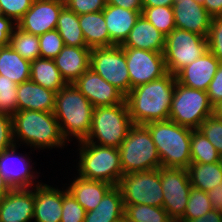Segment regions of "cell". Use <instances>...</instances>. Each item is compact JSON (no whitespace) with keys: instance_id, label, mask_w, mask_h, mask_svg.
<instances>
[{"instance_id":"6da1fadb","label":"cell","mask_w":222,"mask_h":222,"mask_svg":"<svg viewBox=\"0 0 222 222\" xmlns=\"http://www.w3.org/2000/svg\"><path fill=\"white\" fill-rule=\"evenodd\" d=\"M176 81L175 75L167 72L154 81L131 89L125 101L133 124L169 120Z\"/></svg>"},{"instance_id":"7a4b0ae2","label":"cell","mask_w":222,"mask_h":222,"mask_svg":"<svg viewBox=\"0 0 222 222\" xmlns=\"http://www.w3.org/2000/svg\"><path fill=\"white\" fill-rule=\"evenodd\" d=\"M94 107L73 83L66 84L55 95L54 115L65 140L70 136L85 140L91 130ZM69 139V140H68Z\"/></svg>"},{"instance_id":"3957f363","label":"cell","mask_w":222,"mask_h":222,"mask_svg":"<svg viewBox=\"0 0 222 222\" xmlns=\"http://www.w3.org/2000/svg\"><path fill=\"white\" fill-rule=\"evenodd\" d=\"M150 132L161 160V167L183 168L191 164V128L171 120L152 121L144 125Z\"/></svg>"},{"instance_id":"277c9868","label":"cell","mask_w":222,"mask_h":222,"mask_svg":"<svg viewBox=\"0 0 222 222\" xmlns=\"http://www.w3.org/2000/svg\"><path fill=\"white\" fill-rule=\"evenodd\" d=\"M13 139L35 148L64 147L66 140L53 112L35 110L17 111L12 116Z\"/></svg>"},{"instance_id":"5b68a950","label":"cell","mask_w":222,"mask_h":222,"mask_svg":"<svg viewBox=\"0 0 222 222\" xmlns=\"http://www.w3.org/2000/svg\"><path fill=\"white\" fill-rule=\"evenodd\" d=\"M79 143V176L117 186L123 176L118 148L100 146L86 140Z\"/></svg>"},{"instance_id":"8992f818","label":"cell","mask_w":222,"mask_h":222,"mask_svg":"<svg viewBox=\"0 0 222 222\" xmlns=\"http://www.w3.org/2000/svg\"><path fill=\"white\" fill-rule=\"evenodd\" d=\"M133 125L126 101L118 105L95 107L91 130L85 140L100 146L119 148Z\"/></svg>"},{"instance_id":"52a82bcc","label":"cell","mask_w":222,"mask_h":222,"mask_svg":"<svg viewBox=\"0 0 222 222\" xmlns=\"http://www.w3.org/2000/svg\"><path fill=\"white\" fill-rule=\"evenodd\" d=\"M118 150L123 175L161 167L156 145L144 125L134 124Z\"/></svg>"},{"instance_id":"ba28073f","label":"cell","mask_w":222,"mask_h":222,"mask_svg":"<svg viewBox=\"0 0 222 222\" xmlns=\"http://www.w3.org/2000/svg\"><path fill=\"white\" fill-rule=\"evenodd\" d=\"M211 115L213 105L206 91L189 88L176 81L169 120L195 130Z\"/></svg>"},{"instance_id":"9c48e42d","label":"cell","mask_w":222,"mask_h":222,"mask_svg":"<svg viewBox=\"0 0 222 222\" xmlns=\"http://www.w3.org/2000/svg\"><path fill=\"white\" fill-rule=\"evenodd\" d=\"M208 51L207 38L180 28L165 36L164 60L167 72L176 75Z\"/></svg>"},{"instance_id":"30bf717a","label":"cell","mask_w":222,"mask_h":222,"mask_svg":"<svg viewBox=\"0 0 222 222\" xmlns=\"http://www.w3.org/2000/svg\"><path fill=\"white\" fill-rule=\"evenodd\" d=\"M117 186L122 193L124 205L145 204L163 207L160 168L125 174Z\"/></svg>"},{"instance_id":"8fae6325","label":"cell","mask_w":222,"mask_h":222,"mask_svg":"<svg viewBox=\"0 0 222 222\" xmlns=\"http://www.w3.org/2000/svg\"><path fill=\"white\" fill-rule=\"evenodd\" d=\"M90 67L124 96L131 91L126 57L121 46L91 49Z\"/></svg>"},{"instance_id":"7c38bea8","label":"cell","mask_w":222,"mask_h":222,"mask_svg":"<svg viewBox=\"0 0 222 222\" xmlns=\"http://www.w3.org/2000/svg\"><path fill=\"white\" fill-rule=\"evenodd\" d=\"M163 191V208L173 222L184 215L192 185L187 169L160 167Z\"/></svg>"},{"instance_id":"4fadbf2b","label":"cell","mask_w":222,"mask_h":222,"mask_svg":"<svg viewBox=\"0 0 222 222\" xmlns=\"http://www.w3.org/2000/svg\"><path fill=\"white\" fill-rule=\"evenodd\" d=\"M131 89L165 75L167 69L163 53L136 48H123Z\"/></svg>"},{"instance_id":"5bb4252c","label":"cell","mask_w":222,"mask_h":222,"mask_svg":"<svg viewBox=\"0 0 222 222\" xmlns=\"http://www.w3.org/2000/svg\"><path fill=\"white\" fill-rule=\"evenodd\" d=\"M64 3L55 0H33L31 8L16 23L22 31L42 35L57 27Z\"/></svg>"},{"instance_id":"9a60e30c","label":"cell","mask_w":222,"mask_h":222,"mask_svg":"<svg viewBox=\"0 0 222 222\" xmlns=\"http://www.w3.org/2000/svg\"><path fill=\"white\" fill-rule=\"evenodd\" d=\"M73 84L94 108L118 105L125 101V96L117 88L105 81L91 67Z\"/></svg>"},{"instance_id":"2e32d148","label":"cell","mask_w":222,"mask_h":222,"mask_svg":"<svg viewBox=\"0 0 222 222\" xmlns=\"http://www.w3.org/2000/svg\"><path fill=\"white\" fill-rule=\"evenodd\" d=\"M16 143L0 154V173L12 189L33 188V179L37 178L31 171L32 165L22 155L16 154ZM30 187V188H29Z\"/></svg>"},{"instance_id":"e0dca14e","label":"cell","mask_w":222,"mask_h":222,"mask_svg":"<svg viewBox=\"0 0 222 222\" xmlns=\"http://www.w3.org/2000/svg\"><path fill=\"white\" fill-rule=\"evenodd\" d=\"M176 28L207 37L212 16L195 0L175 1L172 6Z\"/></svg>"},{"instance_id":"ac0fdd59","label":"cell","mask_w":222,"mask_h":222,"mask_svg":"<svg viewBox=\"0 0 222 222\" xmlns=\"http://www.w3.org/2000/svg\"><path fill=\"white\" fill-rule=\"evenodd\" d=\"M220 63L208 50L201 57L182 68L175 75L176 80L186 87L207 91Z\"/></svg>"},{"instance_id":"d6986e66","label":"cell","mask_w":222,"mask_h":222,"mask_svg":"<svg viewBox=\"0 0 222 222\" xmlns=\"http://www.w3.org/2000/svg\"><path fill=\"white\" fill-rule=\"evenodd\" d=\"M32 189H12L0 198V222H30L33 220L34 187Z\"/></svg>"},{"instance_id":"ffe728a7","label":"cell","mask_w":222,"mask_h":222,"mask_svg":"<svg viewBox=\"0 0 222 222\" xmlns=\"http://www.w3.org/2000/svg\"><path fill=\"white\" fill-rule=\"evenodd\" d=\"M53 60L62 78L71 84L90 68L91 49L65 45Z\"/></svg>"},{"instance_id":"44dd1931","label":"cell","mask_w":222,"mask_h":222,"mask_svg":"<svg viewBox=\"0 0 222 222\" xmlns=\"http://www.w3.org/2000/svg\"><path fill=\"white\" fill-rule=\"evenodd\" d=\"M34 188L35 222H60L62 216L63 191L47 184Z\"/></svg>"},{"instance_id":"7402d4cb","label":"cell","mask_w":222,"mask_h":222,"mask_svg":"<svg viewBox=\"0 0 222 222\" xmlns=\"http://www.w3.org/2000/svg\"><path fill=\"white\" fill-rule=\"evenodd\" d=\"M111 46H121L134 27L142 11L129 10L106 4L102 10Z\"/></svg>"},{"instance_id":"603a6c76","label":"cell","mask_w":222,"mask_h":222,"mask_svg":"<svg viewBox=\"0 0 222 222\" xmlns=\"http://www.w3.org/2000/svg\"><path fill=\"white\" fill-rule=\"evenodd\" d=\"M55 95L53 90L44 88L32 80L22 82L17 86V111L54 112Z\"/></svg>"},{"instance_id":"cb8c5ba5","label":"cell","mask_w":222,"mask_h":222,"mask_svg":"<svg viewBox=\"0 0 222 222\" xmlns=\"http://www.w3.org/2000/svg\"><path fill=\"white\" fill-rule=\"evenodd\" d=\"M121 47L163 53L165 35L141 14Z\"/></svg>"},{"instance_id":"d4e9b609","label":"cell","mask_w":222,"mask_h":222,"mask_svg":"<svg viewBox=\"0 0 222 222\" xmlns=\"http://www.w3.org/2000/svg\"><path fill=\"white\" fill-rule=\"evenodd\" d=\"M110 183L88 180L78 176L67 191L77 200L86 212L94 210L103 196L112 187Z\"/></svg>"},{"instance_id":"484cf974","label":"cell","mask_w":222,"mask_h":222,"mask_svg":"<svg viewBox=\"0 0 222 222\" xmlns=\"http://www.w3.org/2000/svg\"><path fill=\"white\" fill-rule=\"evenodd\" d=\"M124 218L122 193L118 186H112L97 207L86 212L84 222H118Z\"/></svg>"},{"instance_id":"4316f807","label":"cell","mask_w":222,"mask_h":222,"mask_svg":"<svg viewBox=\"0 0 222 222\" xmlns=\"http://www.w3.org/2000/svg\"><path fill=\"white\" fill-rule=\"evenodd\" d=\"M79 25L88 48L110 47V37L103 11L79 15Z\"/></svg>"},{"instance_id":"83f0119b","label":"cell","mask_w":222,"mask_h":222,"mask_svg":"<svg viewBox=\"0 0 222 222\" xmlns=\"http://www.w3.org/2000/svg\"><path fill=\"white\" fill-rule=\"evenodd\" d=\"M31 62L25 60L10 45L0 46V75L17 85L30 80Z\"/></svg>"},{"instance_id":"f1b7e54d","label":"cell","mask_w":222,"mask_h":222,"mask_svg":"<svg viewBox=\"0 0 222 222\" xmlns=\"http://www.w3.org/2000/svg\"><path fill=\"white\" fill-rule=\"evenodd\" d=\"M30 80L56 93L67 84L54 60L41 57L31 62Z\"/></svg>"},{"instance_id":"f546056e","label":"cell","mask_w":222,"mask_h":222,"mask_svg":"<svg viewBox=\"0 0 222 222\" xmlns=\"http://www.w3.org/2000/svg\"><path fill=\"white\" fill-rule=\"evenodd\" d=\"M187 172L193 188L208 192L222 183V160L217 163H191Z\"/></svg>"},{"instance_id":"4dcf8cb0","label":"cell","mask_w":222,"mask_h":222,"mask_svg":"<svg viewBox=\"0 0 222 222\" xmlns=\"http://www.w3.org/2000/svg\"><path fill=\"white\" fill-rule=\"evenodd\" d=\"M56 30L66 46L87 47L79 25V15L69 10L66 6L60 12Z\"/></svg>"},{"instance_id":"1f68e13d","label":"cell","mask_w":222,"mask_h":222,"mask_svg":"<svg viewBox=\"0 0 222 222\" xmlns=\"http://www.w3.org/2000/svg\"><path fill=\"white\" fill-rule=\"evenodd\" d=\"M9 45L29 62L40 57L39 36L26 33L17 26L13 29Z\"/></svg>"},{"instance_id":"d6a6232c","label":"cell","mask_w":222,"mask_h":222,"mask_svg":"<svg viewBox=\"0 0 222 222\" xmlns=\"http://www.w3.org/2000/svg\"><path fill=\"white\" fill-rule=\"evenodd\" d=\"M191 163H217L222 156L208 139L197 129L191 134Z\"/></svg>"},{"instance_id":"836d02e7","label":"cell","mask_w":222,"mask_h":222,"mask_svg":"<svg viewBox=\"0 0 222 222\" xmlns=\"http://www.w3.org/2000/svg\"><path fill=\"white\" fill-rule=\"evenodd\" d=\"M127 222H173L163 207L145 204L124 205Z\"/></svg>"},{"instance_id":"e575fe53","label":"cell","mask_w":222,"mask_h":222,"mask_svg":"<svg viewBox=\"0 0 222 222\" xmlns=\"http://www.w3.org/2000/svg\"><path fill=\"white\" fill-rule=\"evenodd\" d=\"M141 14L165 36L176 28L172 6L143 7Z\"/></svg>"},{"instance_id":"d590c367","label":"cell","mask_w":222,"mask_h":222,"mask_svg":"<svg viewBox=\"0 0 222 222\" xmlns=\"http://www.w3.org/2000/svg\"><path fill=\"white\" fill-rule=\"evenodd\" d=\"M212 209L207 192L192 187L185 213L180 220H193L199 218Z\"/></svg>"},{"instance_id":"8d00e7d4","label":"cell","mask_w":222,"mask_h":222,"mask_svg":"<svg viewBox=\"0 0 222 222\" xmlns=\"http://www.w3.org/2000/svg\"><path fill=\"white\" fill-rule=\"evenodd\" d=\"M17 84L0 75V113L13 116L17 112Z\"/></svg>"},{"instance_id":"74e56055","label":"cell","mask_w":222,"mask_h":222,"mask_svg":"<svg viewBox=\"0 0 222 222\" xmlns=\"http://www.w3.org/2000/svg\"><path fill=\"white\" fill-rule=\"evenodd\" d=\"M40 57L54 59L65 46L56 29L39 35Z\"/></svg>"},{"instance_id":"f35d334b","label":"cell","mask_w":222,"mask_h":222,"mask_svg":"<svg viewBox=\"0 0 222 222\" xmlns=\"http://www.w3.org/2000/svg\"><path fill=\"white\" fill-rule=\"evenodd\" d=\"M197 130L208 139L222 156V120L214 115L208 116Z\"/></svg>"},{"instance_id":"ab89813d","label":"cell","mask_w":222,"mask_h":222,"mask_svg":"<svg viewBox=\"0 0 222 222\" xmlns=\"http://www.w3.org/2000/svg\"><path fill=\"white\" fill-rule=\"evenodd\" d=\"M86 211L77 200L63 190L62 216L60 222H84Z\"/></svg>"},{"instance_id":"60d3db41","label":"cell","mask_w":222,"mask_h":222,"mask_svg":"<svg viewBox=\"0 0 222 222\" xmlns=\"http://www.w3.org/2000/svg\"><path fill=\"white\" fill-rule=\"evenodd\" d=\"M206 38L208 50L222 62V16L212 17Z\"/></svg>"},{"instance_id":"b9f144b4","label":"cell","mask_w":222,"mask_h":222,"mask_svg":"<svg viewBox=\"0 0 222 222\" xmlns=\"http://www.w3.org/2000/svg\"><path fill=\"white\" fill-rule=\"evenodd\" d=\"M33 0H0V6L4 16L17 23L31 8Z\"/></svg>"},{"instance_id":"7bdbcfd3","label":"cell","mask_w":222,"mask_h":222,"mask_svg":"<svg viewBox=\"0 0 222 222\" xmlns=\"http://www.w3.org/2000/svg\"><path fill=\"white\" fill-rule=\"evenodd\" d=\"M65 6L77 15L102 11L106 7V0H68Z\"/></svg>"},{"instance_id":"ee69618b","label":"cell","mask_w":222,"mask_h":222,"mask_svg":"<svg viewBox=\"0 0 222 222\" xmlns=\"http://www.w3.org/2000/svg\"><path fill=\"white\" fill-rule=\"evenodd\" d=\"M14 144L12 116L0 113V154Z\"/></svg>"},{"instance_id":"f6af8a7d","label":"cell","mask_w":222,"mask_h":222,"mask_svg":"<svg viewBox=\"0 0 222 222\" xmlns=\"http://www.w3.org/2000/svg\"><path fill=\"white\" fill-rule=\"evenodd\" d=\"M209 101L212 105L222 100V62L207 89Z\"/></svg>"},{"instance_id":"bcb514c9","label":"cell","mask_w":222,"mask_h":222,"mask_svg":"<svg viewBox=\"0 0 222 222\" xmlns=\"http://www.w3.org/2000/svg\"><path fill=\"white\" fill-rule=\"evenodd\" d=\"M13 20L6 16H0V46H8L13 29L17 26Z\"/></svg>"},{"instance_id":"7dc6e473","label":"cell","mask_w":222,"mask_h":222,"mask_svg":"<svg viewBox=\"0 0 222 222\" xmlns=\"http://www.w3.org/2000/svg\"><path fill=\"white\" fill-rule=\"evenodd\" d=\"M106 4L135 11L143 10L142 0H106Z\"/></svg>"},{"instance_id":"c3c4849f","label":"cell","mask_w":222,"mask_h":222,"mask_svg":"<svg viewBox=\"0 0 222 222\" xmlns=\"http://www.w3.org/2000/svg\"><path fill=\"white\" fill-rule=\"evenodd\" d=\"M213 209L222 207V183L207 192Z\"/></svg>"},{"instance_id":"681fc988","label":"cell","mask_w":222,"mask_h":222,"mask_svg":"<svg viewBox=\"0 0 222 222\" xmlns=\"http://www.w3.org/2000/svg\"><path fill=\"white\" fill-rule=\"evenodd\" d=\"M178 222H222V215L218 209H212L199 218L193 220H179Z\"/></svg>"},{"instance_id":"f907efd6","label":"cell","mask_w":222,"mask_h":222,"mask_svg":"<svg viewBox=\"0 0 222 222\" xmlns=\"http://www.w3.org/2000/svg\"><path fill=\"white\" fill-rule=\"evenodd\" d=\"M202 5L212 17L222 16V0H205Z\"/></svg>"},{"instance_id":"816d5d0a","label":"cell","mask_w":222,"mask_h":222,"mask_svg":"<svg viewBox=\"0 0 222 222\" xmlns=\"http://www.w3.org/2000/svg\"><path fill=\"white\" fill-rule=\"evenodd\" d=\"M176 0H142L143 7L173 6Z\"/></svg>"},{"instance_id":"f5cc1de1","label":"cell","mask_w":222,"mask_h":222,"mask_svg":"<svg viewBox=\"0 0 222 222\" xmlns=\"http://www.w3.org/2000/svg\"><path fill=\"white\" fill-rule=\"evenodd\" d=\"M11 190L12 188L10 187V185L7 183V181L3 178V176L0 173V198H2Z\"/></svg>"},{"instance_id":"db71d44e","label":"cell","mask_w":222,"mask_h":222,"mask_svg":"<svg viewBox=\"0 0 222 222\" xmlns=\"http://www.w3.org/2000/svg\"><path fill=\"white\" fill-rule=\"evenodd\" d=\"M213 115L222 120V100L213 105Z\"/></svg>"},{"instance_id":"11a10c76","label":"cell","mask_w":222,"mask_h":222,"mask_svg":"<svg viewBox=\"0 0 222 222\" xmlns=\"http://www.w3.org/2000/svg\"><path fill=\"white\" fill-rule=\"evenodd\" d=\"M55 1L62 2L65 4L68 0H55Z\"/></svg>"},{"instance_id":"9f6ffc18","label":"cell","mask_w":222,"mask_h":222,"mask_svg":"<svg viewBox=\"0 0 222 222\" xmlns=\"http://www.w3.org/2000/svg\"><path fill=\"white\" fill-rule=\"evenodd\" d=\"M197 3H201V4H203V2L205 1V0H195Z\"/></svg>"},{"instance_id":"6f0895ef","label":"cell","mask_w":222,"mask_h":222,"mask_svg":"<svg viewBox=\"0 0 222 222\" xmlns=\"http://www.w3.org/2000/svg\"><path fill=\"white\" fill-rule=\"evenodd\" d=\"M0 16H4L1 6H0Z\"/></svg>"},{"instance_id":"680465c9","label":"cell","mask_w":222,"mask_h":222,"mask_svg":"<svg viewBox=\"0 0 222 222\" xmlns=\"http://www.w3.org/2000/svg\"><path fill=\"white\" fill-rule=\"evenodd\" d=\"M118 222H127L125 218H122L121 220H119Z\"/></svg>"},{"instance_id":"91938a15","label":"cell","mask_w":222,"mask_h":222,"mask_svg":"<svg viewBox=\"0 0 222 222\" xmlns=\"http://www.w3.org/2000/svg\"><path fill=\"white\" fill-rule=\"evenodd\" d=\"M219 212H220V213H221V215H222V207H220Z\"/></svg>"}]
</instances>
